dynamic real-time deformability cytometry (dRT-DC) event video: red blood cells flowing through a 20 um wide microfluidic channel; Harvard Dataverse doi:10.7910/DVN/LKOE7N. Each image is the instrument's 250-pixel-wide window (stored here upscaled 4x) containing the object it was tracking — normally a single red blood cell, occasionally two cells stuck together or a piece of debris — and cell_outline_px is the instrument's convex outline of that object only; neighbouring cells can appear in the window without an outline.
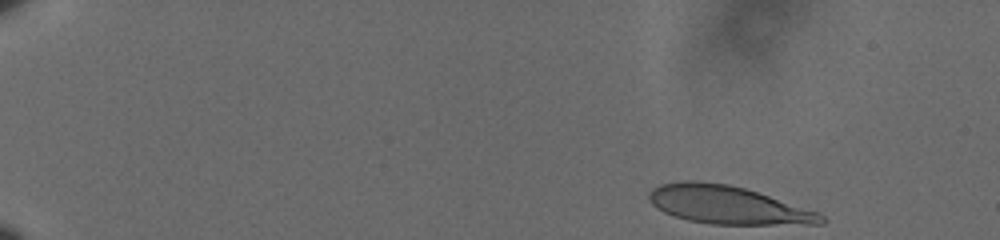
{"species": "human", "species_latin": "Homo sapiens", "temperature_condition": "cold", "stored_images_in_passage": 53, "camera_frame_rate_fps": 3000, "um_per_image_px": 0.085, "donor": {"sex": "male"}, "frame": {"image": 1, "passage_image": 1, "time_ms": 0.0, "image_size_px": [1000, 240], "cell_outline_px": [[828, 220], [824, 224], [712, 224], [688, 220], [664, 212], [656, 208], [648, 200], [648, 192], [652, 188], [660, 184], [680, 180], [696, 180], [728, 184], [744, 188], [816, 212], [824, 216]], "centroid_in_image_um": [61.78, 17.41], "position_along_channel_um": 23.2, "area_um2": 37.92}}
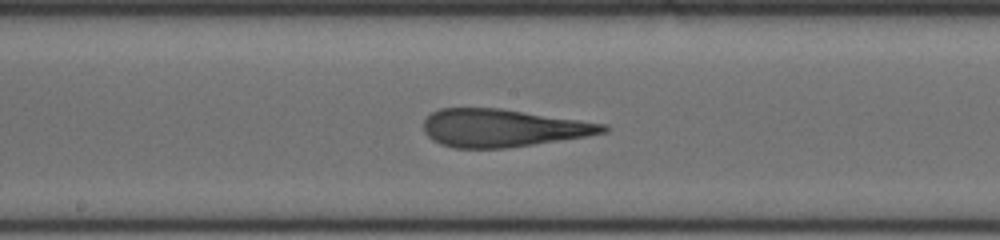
{"frame": {"image": 2, "passage_image": 28, "time_ms": 9.0, "image_size_px": [1000, 240], "cell_outline_px": [[608, 132], [588, 136], [508, 148], [452, 148], [440, 144], [432, 140], [424, 132], [424, 120], [432, 112], [440, 108], [500, 108], [604, 124], [608, 128]], "centroid_in_image_um": [42.7, 10.89], "position_along_channel_um": 205.5, "area_um2": 39.36}}
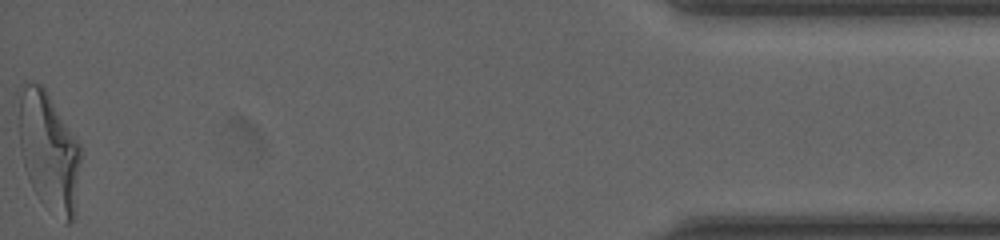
{"frame": {"image": 3, "passage_image": 53, "time_ms": 17.333, "image_size_px": [1000, 240], "cell_outline_px": [[80, 160], [76, 212], [72, 220], [68, 224], [64, 224], [32, 188], [24, 168], [20, 152], [16, 92], [20, 84], [24, 80], [32, 80], [44, 84], [76, 136], [80, 144]], "centroid_in_image_um": [4.11, 12.71], "position_along_channel_um": 431.1, "area_um2": 44.45}, "authors_computed_cell_mechanics": {"area_um2": 39.5352, "velocity_mm_per_s": 3.593, "shape_relaxation_time_tau1_ms": 5.8997, "shape_relaxation_time_tau2_ms": 1.6234, "deformation_change_tau1": 0.254, "deformation_change_tau2": 0.1352}}